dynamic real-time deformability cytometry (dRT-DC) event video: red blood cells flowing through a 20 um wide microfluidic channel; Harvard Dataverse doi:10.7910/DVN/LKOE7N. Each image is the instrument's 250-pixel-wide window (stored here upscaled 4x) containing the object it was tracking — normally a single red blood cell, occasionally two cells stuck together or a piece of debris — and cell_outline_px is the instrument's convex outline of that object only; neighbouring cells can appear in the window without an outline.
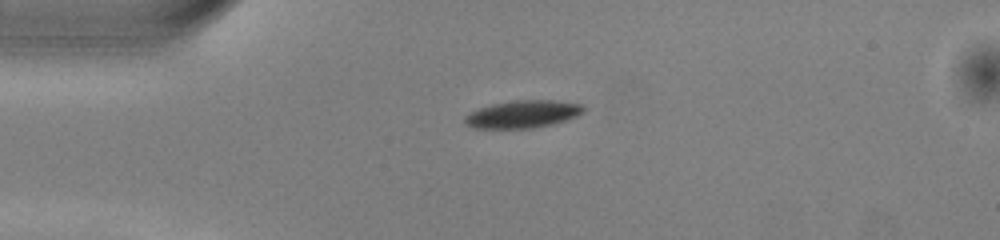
{"species": "common noctule bat (a hibernating species)", "species_latin": "Nyctalus noctula", "temperature_condition": "warm", "stored_images_in_passage": 40, "camera_frame_rate_fps": 3000, "um_per_image_px": 0.085, "animal": {"sex": "male", "body_mass_g": 13.0, "forearm_length_mm": 53.1}, "frame": {"image": 1, "passage_image": 1, "time_ms": 0.0, "image_size_px": [1000, 240], "cell_outline_px": [[584, 112], [576, 116], [552, 124], [532, 128], [476, 128], [468, 124], [464, 120], [464, 116], [480, 108], [492, 104], [516, 100], [552, 100], [580, 104], [584, 108]], "centroid_in_image_um": [44.45, 9.7], "position_along_channel_um": 40.6, "area_um2": 18.67}}
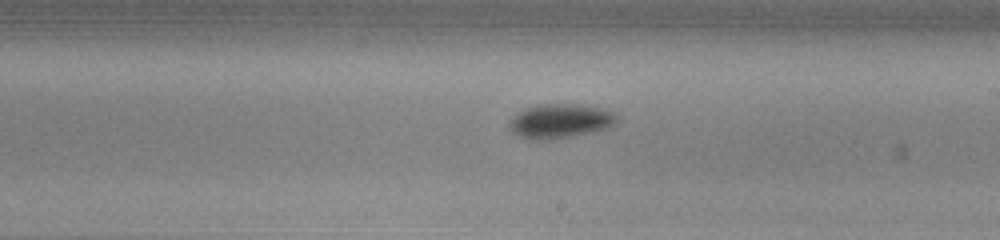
{"frame": {"image": 2, "passage_image": 18, "time_ms": 5.667, "image_size_px": [1000, 240], "cell_outline_px": [[620, 120], [608, 128], [592, 132], [552, 140], [532, 140], [520, 136], [512, 132], [508, 124], [508, 120], [516, 112], [524, 108], [536, 104], [580, 104], [600, 108], [612, 112], [620, 116]], "centroid_in_image_um": [47.59, 10.28], "position_along_channel_um": 241.4, "area_um2": 21.96}}
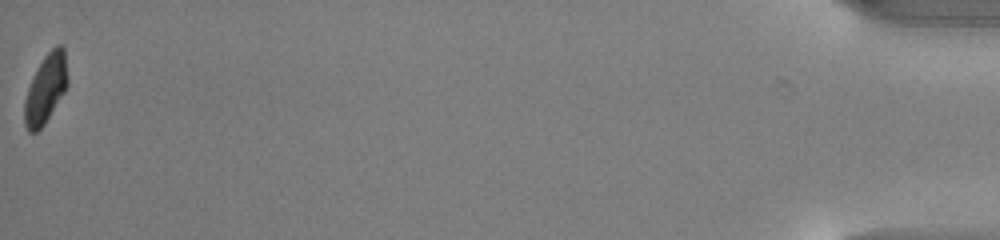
{"frame": {"image": 3, "passage_image": 40, "time_ms": 13.0, "image_size_px": [1000, 240], "cell_outline_px": [[68, 84], [64, 92], [44, 124], [36, 132], [28, 132], [24, 124], [24, 100], [28, 88], [44, 56], [56, 44], [60, 44], [64, 48], [68, 76]], "centroid_in_image_um": [3.89, 7.54], "position_along_channel_um": 431.3, "area_um2": 17.11}, "authors_computed_cell_mechanics": {"area_um2": 19.5075, "velocity_mm_per_s": 4.012, "shape_relaxation_time_tau1_ms": 1.9768, "shape_relaxation_time_tau2_ms": null, "deformation_change_tau1": 0.0889, "deformation_change_tau2": null}}